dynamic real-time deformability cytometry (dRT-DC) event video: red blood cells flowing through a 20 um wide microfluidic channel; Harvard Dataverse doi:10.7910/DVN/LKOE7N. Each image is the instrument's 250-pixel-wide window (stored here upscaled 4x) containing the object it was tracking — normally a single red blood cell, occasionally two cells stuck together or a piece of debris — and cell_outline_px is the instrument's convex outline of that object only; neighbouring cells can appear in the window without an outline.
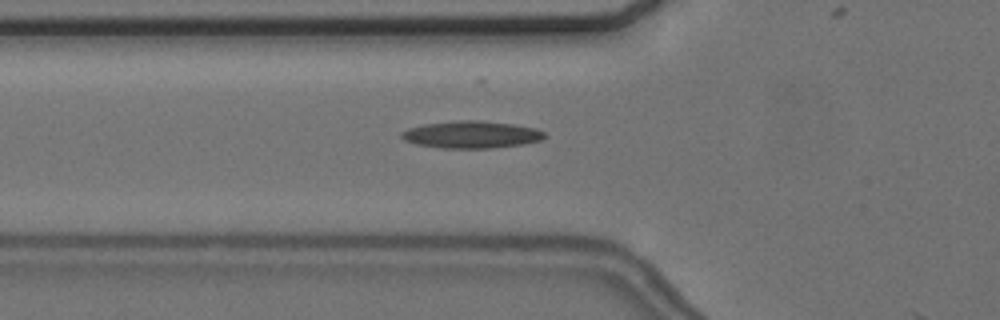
{"species": "common noctule bat (a hibernating species)", "species_latin": "Nyctalus noctula", "temperature_condition": "cold", "stored_images_in_passage": 22, "camera_frame_rate_fps": 3000, "um_per_image_px": 0.085, "animal": {"sex": "female", "body_mass_g": 24.6, "forearm_length_mm": 56.2}, "frame": {"image": 1, "passage_image": 21, "time_ms": 6.667, "image_size_px": [1000, 320], "cell_outline_px": [[548, 136], [540, 140], [524, 144], [492, 148], [440, 148], [416, 144], [404, 140], [400, 136], [400, 132], [408, 128], [424, 124], [460, 120], [480, 120], [512, 124], [536, 128], [544, 132]], "centroid_in_image_um": [40.07, 11.44], "position_along_channel_um": 85.7, "area_um2": 22.77}}